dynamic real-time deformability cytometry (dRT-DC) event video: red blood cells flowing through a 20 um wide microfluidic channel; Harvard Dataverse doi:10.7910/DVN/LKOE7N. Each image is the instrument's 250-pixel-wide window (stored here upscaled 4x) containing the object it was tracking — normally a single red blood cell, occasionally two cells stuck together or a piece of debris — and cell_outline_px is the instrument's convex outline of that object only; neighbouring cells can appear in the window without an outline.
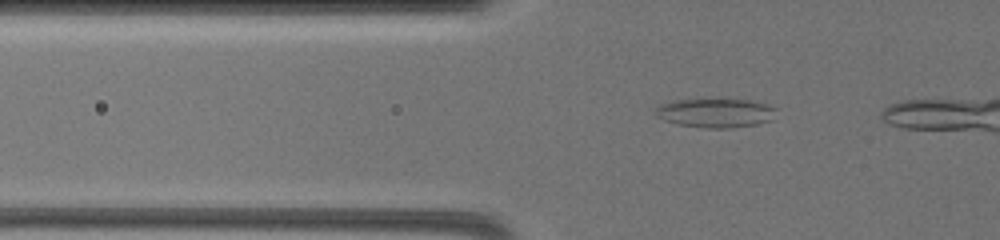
{"species": "common noctule bat (a hibernating species)", "species_latin": "Nyctalus noctula", "temperature_condition": "warm", "stored_images_in_passage": 22, "camera_frame_rate_fps": 3000, "um_per_image_px": 0.085, "animal": {"sex": "female", "body_mass_g": 19.5, "forearm_length_mm": 54.1}, "frame": {"image": 1, "passage_image": 4, "time_ms": 2.0, "image_size_px": [1000, 240], "cell_outline_px": [[776, 108], [772, 120], [756, 124], [732, 128], [708, 128], [676, 124], [664, 120], [656, 116], [656, 108], [660, 104], [672, 100], [752, 100], [768, 104]], "centroid_in_image_um": [60.82, 9.6], "position_along_channel_um": 65.0, "area_um2": 20.35}}
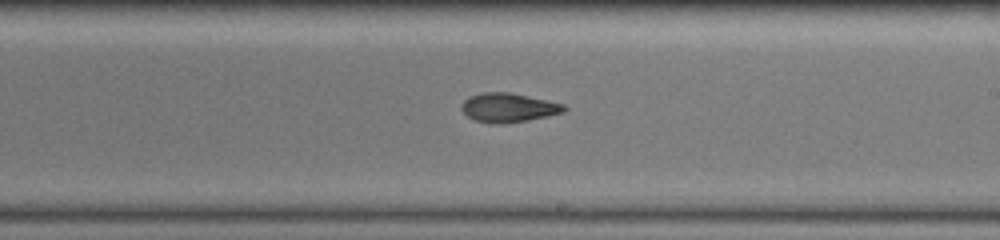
{"frame": {"image": 2, "passage_image": 12, "time_ms": 7.667, "image_size_px": [1000, 240], "cell_outline_px": [[568, 108], [564, 112], [528, 120], [504, 124], [492, 124], [476, 120], [468, 116], [460, 108], [460, 104], [468, 96], [480, 92], [512, 92], [564, 104]], "centroid_in_image_um": [43.19, 9.14], "position_along_channel_um": 245.8, "area_um2": 17.57}}
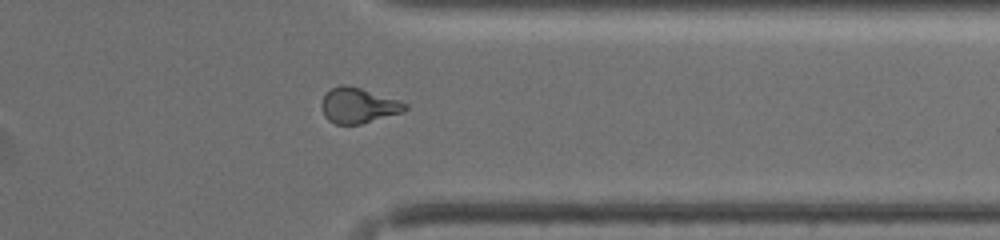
{"frame": {"image": 3, "passage_image": 19, "time_ms": 11.667, "image_size_px": [1000, 240], "cell_outline_px": [[408, 108], [404, 112], [360, 124], [336, 124], [328, 120], [324, 116], [320, 104], [324, 96], [332, 88], [340, 84], [348, 84], [408, 104]], "centroid_in_image_um": [30.43, 8.97], "position_along_channel_um": 381.0, "area_um2": 17.05}}